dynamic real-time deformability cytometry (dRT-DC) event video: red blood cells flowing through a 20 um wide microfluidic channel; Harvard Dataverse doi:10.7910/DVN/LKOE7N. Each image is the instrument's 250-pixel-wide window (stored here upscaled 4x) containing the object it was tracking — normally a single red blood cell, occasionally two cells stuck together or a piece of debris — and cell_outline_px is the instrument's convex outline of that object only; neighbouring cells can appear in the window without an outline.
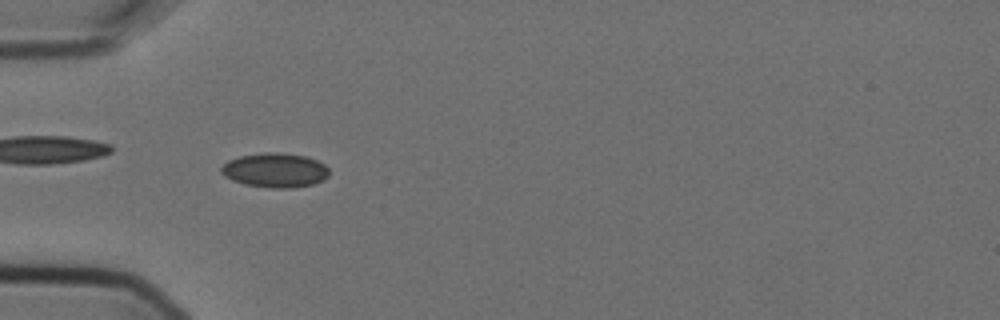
{"species": "Egyptian fruit bat (a non-hibernating species)", "species_latin": "Rousettus aegyptiacus", "temperature_condition": "cold", "stored_images_in_passage": 3, "camera_frame_rate_fps": 3000, "um_per_image_px": 0.085, "animal": {"sex": "female"}, "frame": {"image": 1, "passage_image": 3, "time_ms": 0.667, "image_size_px": [1000, 320], "cell_outline_px": [[328, 176], [324, 180], [312, 184], [292, 188], [272, 188], [244, 184], [232, 180], [224, 176], [220, 172], [220, 168], [228, 160], [240, 156], [264, 152], [280, 152], [308, 156], [324, 164], [328, 168]], "centroid_in_image_um": [23.38, 14.46], "position_along_channel_um": 61.6, "area_um2": 21.79}}